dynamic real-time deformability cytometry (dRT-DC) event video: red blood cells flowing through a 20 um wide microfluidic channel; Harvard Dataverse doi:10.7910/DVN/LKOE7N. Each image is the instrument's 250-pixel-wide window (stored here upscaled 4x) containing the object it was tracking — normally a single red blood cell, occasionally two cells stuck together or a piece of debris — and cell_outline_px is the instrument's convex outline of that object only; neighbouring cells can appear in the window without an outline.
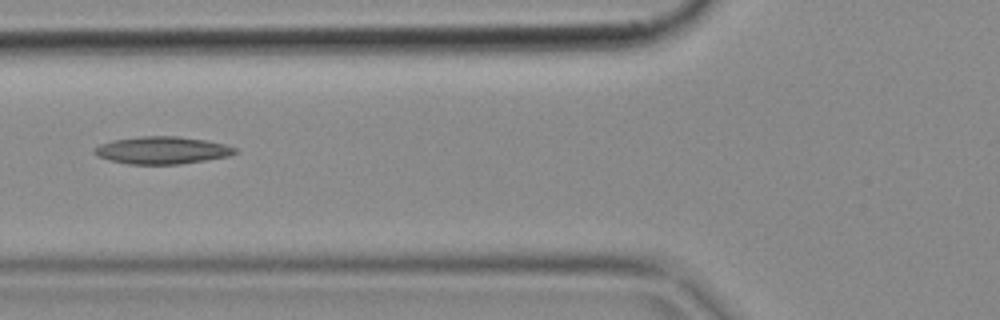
{"species": "common noctule bat (a hibernating species)", "species_latin": "Nyctalus noctula", "temperature_condition": "cold", "stored_images_in_passage": 4, "camera_frame_rate_fps": 3000, "um_per_image_px": 0.085, "animal": {"sex": "female", "body_mass_g": 18.4}, "frame": {"image": 1, "passage_image": 4, "time_ms": 1.0, "image_size_px": [1000, 320], "cell_outline_px": [[240, 152], [228, 156], [180, 164], [128, 164], [96, 156], [92, 152], [92, 148], [100, 144], [112, 140], [140, 136], [176, 136], [204, 140], [224, 144], [236, 148]], "centroid_in_image_um": [13.74, 12.77], "position_along_channel_um": 112.1, "area_um2": 22.43}}